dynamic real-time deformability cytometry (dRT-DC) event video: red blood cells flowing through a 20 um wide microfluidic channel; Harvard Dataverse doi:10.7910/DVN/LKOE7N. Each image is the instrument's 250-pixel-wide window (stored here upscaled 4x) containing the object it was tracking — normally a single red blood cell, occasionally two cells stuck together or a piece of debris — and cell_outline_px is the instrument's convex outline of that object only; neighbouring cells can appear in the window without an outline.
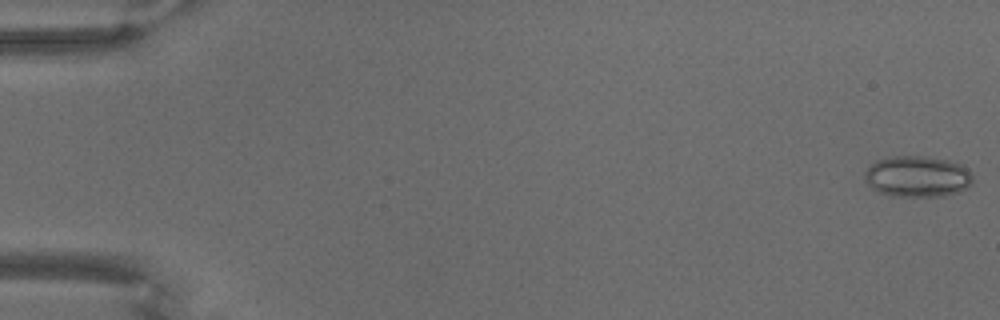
{"species": "common noctule bat (a hibernating species)", "species_latin": "Nyctalus noctula", "temperature_condition": "warm", "stored_images_in_passage": 71, "camera_frame_rate_fps": 3000, "um_per_image_px": 0.085, "animal": {"sex": "male", "body_mass_g": 18.8}, "frame": {"image": 1, "passage_image": 1, "time_ms": 0.0, "image_size_px": [1000, 320], "cell_outline_px": [[972, 184], [968, 188], [944, 196], [892, 196], [880, 192], [872, 188], [864, 180], [864, 172], [876, 160], [888, 156], [920, 156], [948, 160], [960, 164], [968, 168], [972, 176]], "centroid_in_image_um": [77.97, 15.0], "position_along_channel_um": 7.0, "area_um2": 26.01}}
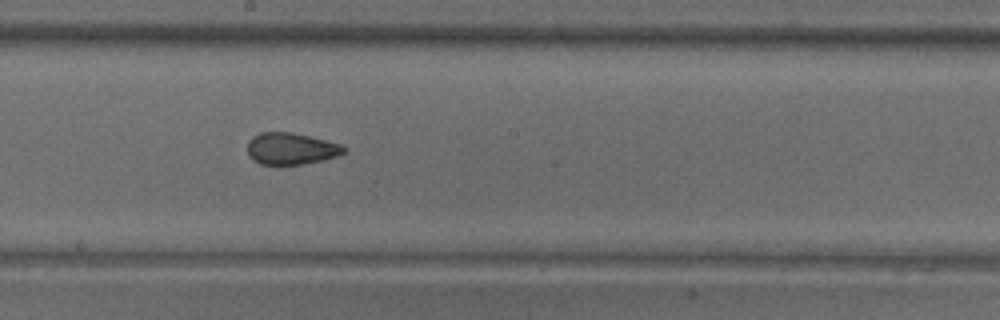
{"frame": {"image": 2, "passage_image": 40, "time_ms": 13.0, "image_size_px": [1000, 320], "cell_outline_px": [[344, 152], [336, 156], [324, 160], [300, 164], [260, 164], [252, 160], [248, 156], [248, 140], [252, 136], [260, 132], [292, 132], [340, 144], [344, 148]], "centroid_in_image_um": [24.67, 12.63], "position_along_channel_um": 223.5, "area_um2": 17.69}}
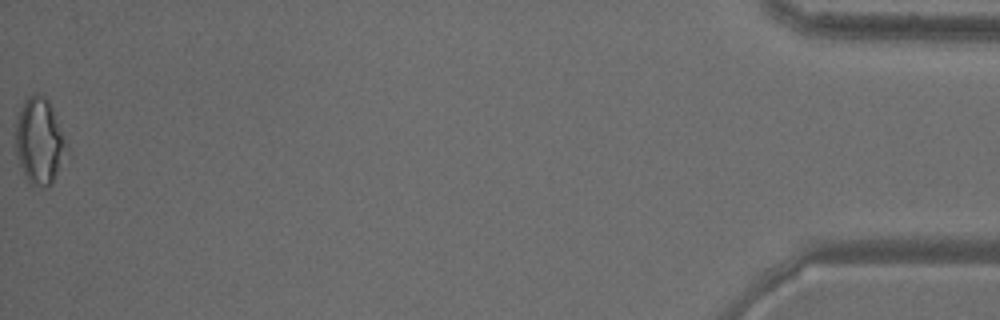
{"frame": {"image": 3, "passage_image": 71, "time_ms": 23.333, "image_size_px": [1000, 320], "cell_outline_px": [[68, 148], [52, 184], [48, 188], [44, 188], [28, 184], [24, 176], [16, 152], [16, 120], [24, 100], [28, 96], [44, 96], [48, 100], [52, 108]], "centroid_in_image_um": [3.33, 12.06], "position_along_channel_um": 431.9, "area_um2": 25.26}}